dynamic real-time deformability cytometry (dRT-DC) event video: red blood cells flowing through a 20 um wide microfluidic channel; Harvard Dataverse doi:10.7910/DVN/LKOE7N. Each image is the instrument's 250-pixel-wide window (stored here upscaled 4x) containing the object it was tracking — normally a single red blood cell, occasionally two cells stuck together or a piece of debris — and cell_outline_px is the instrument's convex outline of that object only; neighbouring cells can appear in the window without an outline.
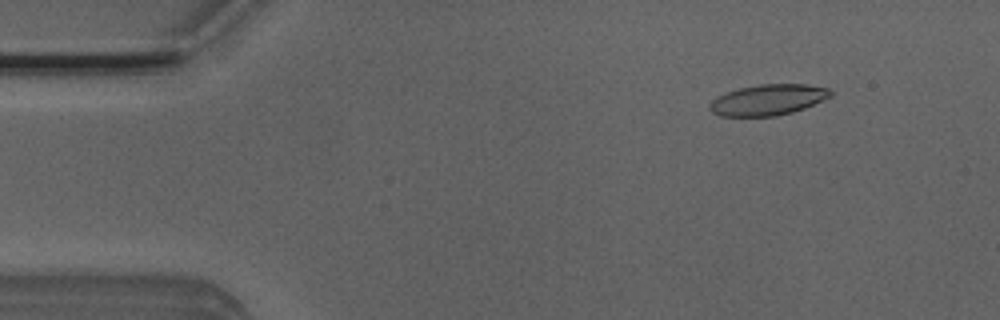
{"species": "Egyptian fruit bat (a non-hibernating species)", "species_latin": "Rousettus aegyptiacus", "temperature_condition": "room temperature", "stored_images_in_passage": 6, "camera_frame_rate_fps": 3000, "um_per_image_px": 0.085, "animal": {"sex": "male"}, "frame": {"image": 1, "passage_image": 2, "time_ms": 0.333, "image_size_px": [1000, 320], "cell_outline_px": [[832, 96], [824, 100], [804, 108], [792, 112], [776, 116], [720, 116], [712, 112], [708, 108], [708, 104], [716, 96], [740, 88], [760, 84], [808, 84], [828, 88], [832, 92]], "centroid_in_image_um": [65.28, 8.48], "position_along_channel_um": 19.7, "area_um2": 21.79}}